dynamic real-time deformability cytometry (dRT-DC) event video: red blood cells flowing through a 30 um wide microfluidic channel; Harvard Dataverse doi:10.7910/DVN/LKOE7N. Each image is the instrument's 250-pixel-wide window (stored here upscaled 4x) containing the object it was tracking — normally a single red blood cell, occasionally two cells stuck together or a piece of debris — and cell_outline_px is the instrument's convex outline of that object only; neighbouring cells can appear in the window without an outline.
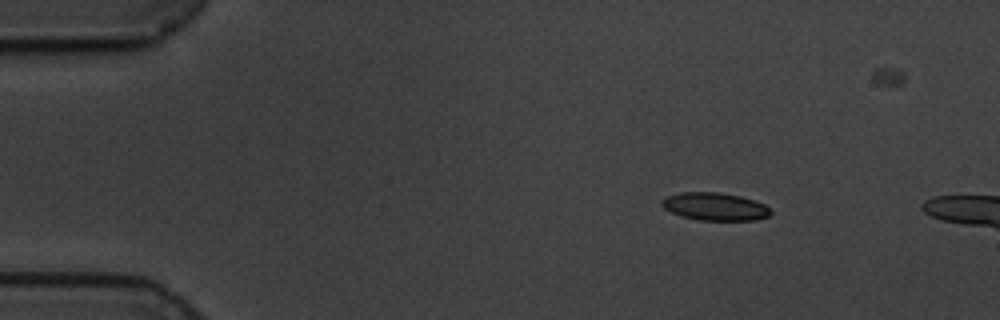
{"species": "common noctule bat (a hibernating species)", "species_latin": "Nyctalus noctula", "temperature_condition": "cold", "stored_images_in_passage": 14, "camera_frame_rate_fps": 3000, "um_per_image_px": 0.085, "animal": {"sex": "male", "body_mass_g": 19.5, "forearm_length_mm": 54.6}, "frame": {"image": 1, "passage_image": 7, "time_ms": 2.0, "image_size_px": [1000, 320], "cell_outline_px": [[772, 212], [768, 216], [756, 220], [700, 220], [680, 216], [664, 208], [660, 204], [660, 200], [668, 196], [680, 192], [720, 192], [740, 196], [764, 204]], "centroid_in_image_um": [60.74, 17.55], "position_along_channel_um": 24.3, "area_um2": 17.57}}